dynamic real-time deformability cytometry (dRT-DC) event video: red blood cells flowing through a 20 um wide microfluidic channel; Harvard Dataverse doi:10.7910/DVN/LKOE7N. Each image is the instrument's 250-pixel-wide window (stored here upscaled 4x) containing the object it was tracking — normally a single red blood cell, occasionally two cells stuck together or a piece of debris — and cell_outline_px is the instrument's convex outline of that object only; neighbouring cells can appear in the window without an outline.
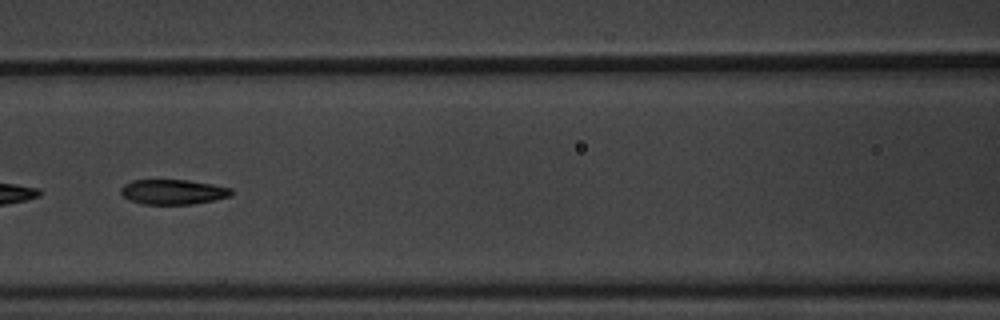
{"species": "common noctule bat (a hibernating species)", "species_latin": "Nyctalus noctula", "temperature_condition": "warm", "stored_images_in_passage": 18, "camera_frame_rate_fps": 3000, "um_per_image_px": 0.085, "animal": {"sex": "male", "body_mass_g": 20.1, "forearm_length_mm": 53.5}, "frame": {"image": 1, "passage_image": 8, "time_ms": 2.333, "image_size_px": [1000, 320], "cell_outline_px": [[232, 196], [192, 204], [144, 204], [128, 200], [120, 192], [120, 188], [124, 184], [132, 180], [188, 180], [212, 184], [232, 188]], "centroid_in_image_um": [14.69, 16.31], "position_along_channel_um": 151.9, "area_um2": 16.07}}